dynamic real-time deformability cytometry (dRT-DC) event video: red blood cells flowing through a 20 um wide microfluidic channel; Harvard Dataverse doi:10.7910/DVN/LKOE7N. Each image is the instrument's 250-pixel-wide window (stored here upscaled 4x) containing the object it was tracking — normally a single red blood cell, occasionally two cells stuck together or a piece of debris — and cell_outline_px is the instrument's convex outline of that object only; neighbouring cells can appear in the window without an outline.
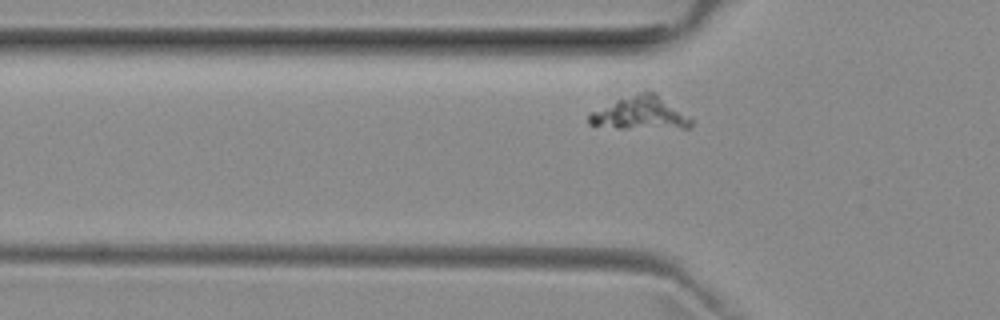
{"species": "common noctule bat (a hibernating species)", "species_latin": "Nyctalus noctula", "temperature_condition": "room temperature", "stored_images_in_passage": 33, "camera_frame_rate_fps": 3000, "um_per_image_px": 0.085, "animal": {"sex": "female", "body_mass_g": 29.2, "forearm_length_mm": 56.3}, "frame": {"image": 1, "passage_image": 7, "time_ms": 2.0, "image_size_px": [1000, 320], "cell_outline_px": [[692, 124], [688, 128], [616, 128], [588, 124], [588, 116], [592, 112], [616, 100], [640, 92], [656, 92], [692, 120]], "centroid_in_image_um": [54.41, 9.64], "position_along_channel_um": 71.4, "area_um2": 19.19}}
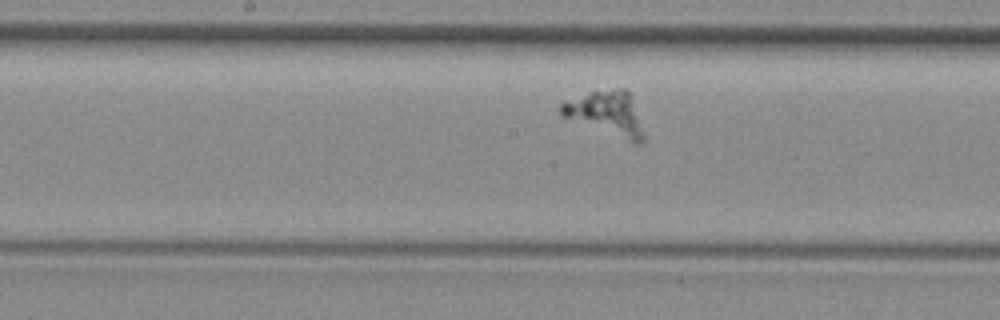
{"frame": {"image": 2, "passage_image": 17, "time_ms": 5.333, "image_size_px": [1000, 320], "cell_outline_px": [[644, 140], [640, 144], [636, 144], [560, 116], [560, 104], [564, 100], [592, 92], [616, 88], [624, 88], [632, 96], [644, 136]], "centroid_in_image_um": [51.52, 9.64], "position_along_channel_um": 196.7, "area_um2": 21.21}}
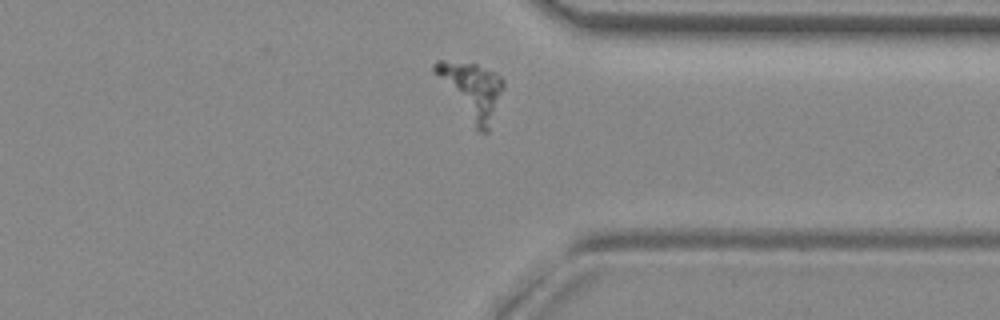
{"frame": {"image": 3, "passage_image": 31, "time_ms": 10.0, "image_size_px": [1000, 320], "cell_outline_px": [[504, 88], [488, 132], [480, 132], [476, 128], [432, 68], [432, 64], [436, 60], [444, 60], [476, 64], [500, 76], [504, 80]], "centroid_in_image_um": [40.14, 7.64], "position_along_channel_um": 371.3, "area_um2": 21.27}}